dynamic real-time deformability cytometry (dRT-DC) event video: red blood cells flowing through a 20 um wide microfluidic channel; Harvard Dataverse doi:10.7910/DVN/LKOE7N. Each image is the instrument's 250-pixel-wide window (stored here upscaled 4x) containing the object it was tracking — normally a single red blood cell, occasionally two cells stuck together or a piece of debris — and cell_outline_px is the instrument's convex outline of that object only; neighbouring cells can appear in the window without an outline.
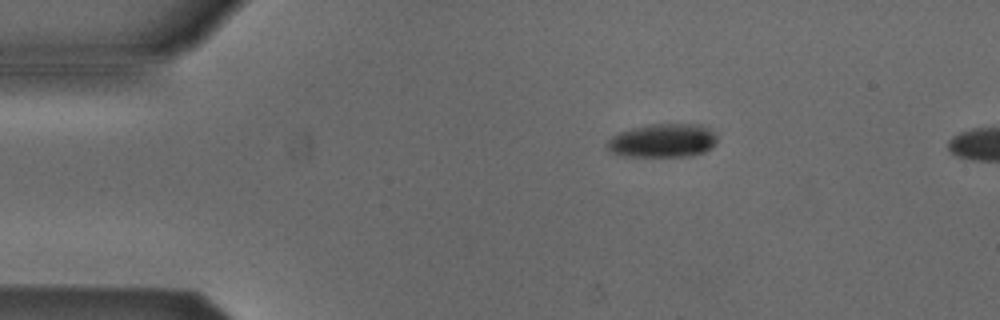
{"species": "Egyptian fruit bat (a non-hibernating species)", "species_latin": "Rousettus aegyptiacus", "temperature_condition": "cold", "stored_images_in_passage": 5, "camera_frame_rate_fps": 3000, "um_per_image_px": 0.085, "animal": {"sex": "male"}, "frame": {"image": 1, "passage_image": 1, "time_ms": 0.0, "image_size_px": [1000, 320], "cell_outline_px": [[716, 144], [712, 148], [704, 152], [692, 156], [620, 156], [608, 152], [604, 148], [604, 144], [612, 136], [620, 132], [632, 128], [652, 124], [704, 124], [716, 136]], "centroid_in_image_um": [56.29, 11.96], "position_along_channel_um": 28.7, "area_um2": 21.91}}
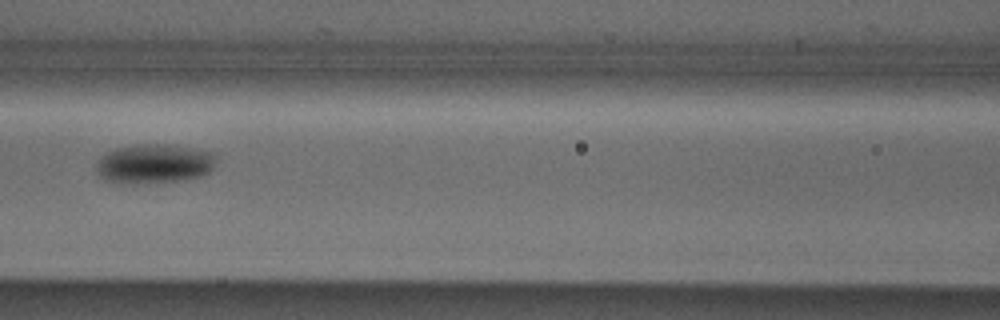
{"frame": {"image": 2, "passage_image": 4, "time_ms": 4.667, "image_size_px": [1000, 320], "cell_outline_px": [[216, 160], [212, 168], [204, 176], [180, 180], [136, 184], [120, 184], [104, 180], [100, 176], [96, 168], [100, 160], [108, 152], [116, 148], [136, 144], [168, 144], [216, 152]], "centroid_in_image_um": [13.14, 13.92], "position_along_channel_um": 153.5, "area_um2": 27.69}}
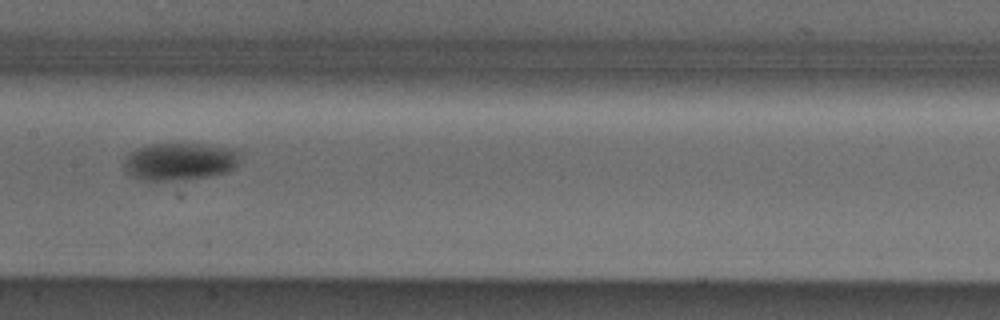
{"frame": {"image": 3, "passage_image": 5, "time_ms": 5.667, "image_size_px": [1000, 320], "cell_outline_px": [[240, 152], [236, 168], [228, 172], [212, 176], [184, 180], [152, 184], [132, 176], [128, 172], [124, 164], [124, 160], [136, 148], [148, 144], [204, 144], [228, 148]], "centroid_in_image_um": [15.27, 13.77], "position_along_channel_um": 192.1, "area_um2": 25.95}}